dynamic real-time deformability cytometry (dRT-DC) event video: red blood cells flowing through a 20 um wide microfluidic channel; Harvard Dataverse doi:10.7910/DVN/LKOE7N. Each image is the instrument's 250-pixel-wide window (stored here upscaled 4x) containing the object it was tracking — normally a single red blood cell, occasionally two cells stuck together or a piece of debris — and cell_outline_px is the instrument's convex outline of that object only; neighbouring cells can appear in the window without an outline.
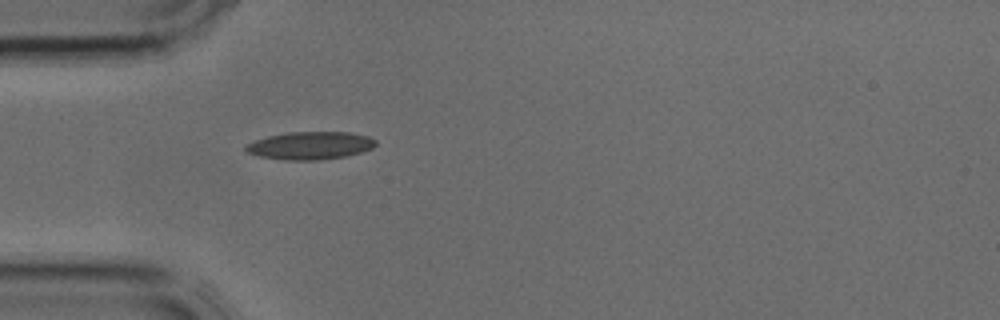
{"species": "common noctule bat (a hibernating species)", "species_latin": "Nyctalus noctula", "temperature_condition": "cold", "stored_images_in_passage": 29, "camera_frame_rate_fps": 3000, "um_per_image_px": 0.085, "animal": {"sex": "male", "body_mass_g": 17.9, "forearm_length_mm": 54.2}, "frame": {"image": 1, "passage_image": 1, "time_ms": 0.0, "image_size_px": [1000, 320], "cell_outline_px": [[376, 144], [372, 148], [348, 156], [316, 160], [284, 160], [260, 156], [244, 152], [244, 144], [268, 136], [288, 132], [348, 132], [368, 136], [376, 140]], "centroid_in_image_um": [26.33, 12.37], "position_along_channel_um": 58.7, "area_um2": 21.1}}
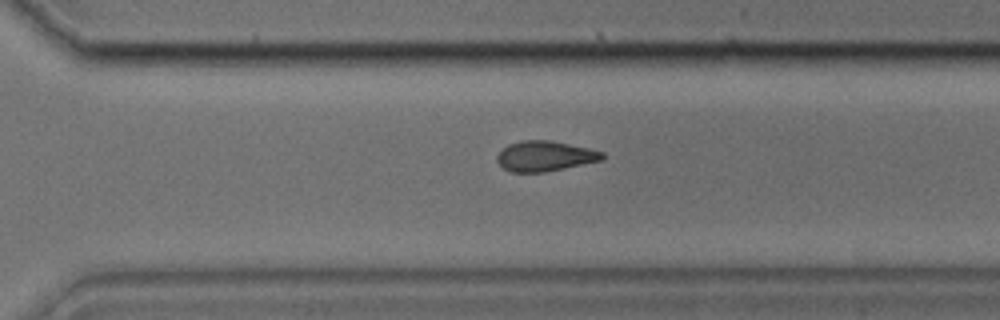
{"frame": {"image": 2, "passage_image": 17, "time_ms": 5.333, "image_size_px": [1000, 320], "cell_outline_px": [[604, 160], [544, 172], [512, 172], [504, 168], [496, 160], [496, 156], [508, 144], [520, 140], [548, 140], [588, 148], [604, 152]], "centroid_in_image_um": [46.32, 13.27], "position_along_channel_um": 324.3, "area_um2": 18.44}}
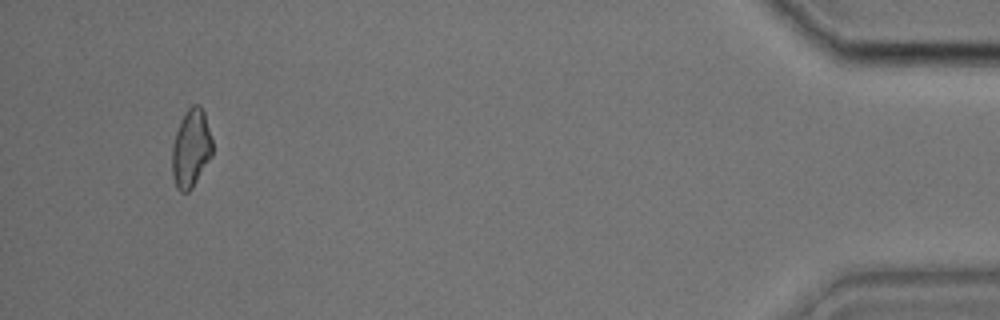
{"frame": {"image": 3, "passage_image": 27, "time_ms": 8.667, "image_size_px": [1000, 320], "cell_outline_px": [[212, 156], [192, 188], [188, 192], [180, 192], [176, 188], [172, 176], [172, 144], [180, 120], [184, 112], [192, 104], [200, 104], [204, 112], [212, 140]], "centroid_in_image_um": [16.22, 12.61], "position_along_channel_um": 419.0, "area_um2": 18.55}}